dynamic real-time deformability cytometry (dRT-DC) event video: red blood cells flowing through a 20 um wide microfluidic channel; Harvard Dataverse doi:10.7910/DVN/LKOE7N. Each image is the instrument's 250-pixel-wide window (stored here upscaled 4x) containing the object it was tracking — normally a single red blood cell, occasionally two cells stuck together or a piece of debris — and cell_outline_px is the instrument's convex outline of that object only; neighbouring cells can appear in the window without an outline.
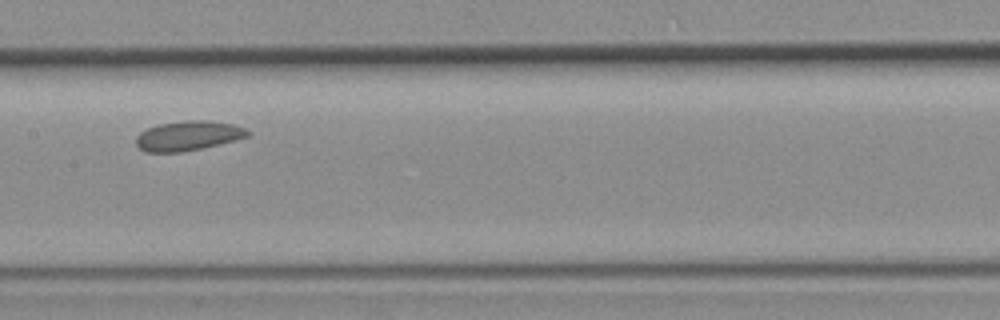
{"species": "common noctule bat (a hibernating species)", "species_latin": "Nyctalus noctula", "temperature_condition": "room temperature", "stored_images_in_passage": 7, "camera_frame_rate_fps": 3000, "um_per_image_px": 0.085, "animal": {"sex": "female", "body_mass_g": 19.3, "forearm_length_mm": 54.1}, "frame": {"image": 1, "passage_image": 6, "time_ms": 6.0, "image_size_px": [1000, 320], "cell_outline_px": [[252, 132], [248, 136], [236, 140], [204, 148], [180, 152], [144, 152], [136, 144], [136, 136], [140, 132], [148, 128], [160, 124], [184, 120], [208, 120], [232, 124], [244, 128]], "centroid_in_image_um": [16.0, 11.54], "position_along_channel_um": 191.4, "area_um2": 19.36}}
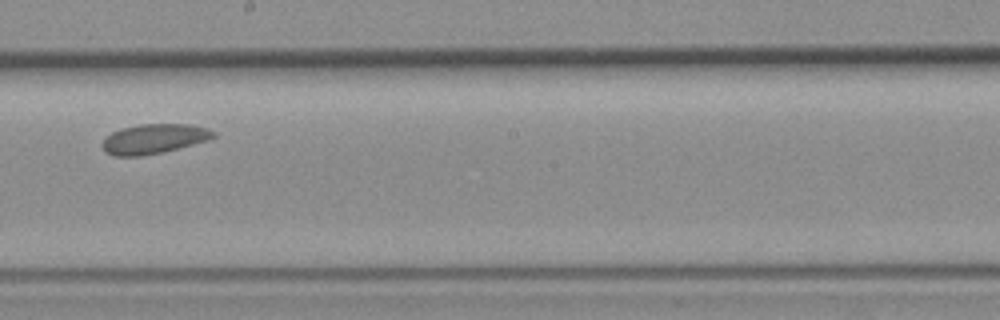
{"frame": {"image": 2, "passage_image": 7, "time_ms": 7.0, "image_size_px": [1000, 320], "cell_outline_px": [[216, 136], [208, 140], [164, 152], [140, 156], [112, 156], [104, 152], [100, 144], [112, 132], [120, 128], [140, 124], [192, 124], [208, 128], [216, 132]], "centroid_in_image_um": [13.08, 11.8], "position_along_channel_um": 235.1, "area_um2": 19.48}}